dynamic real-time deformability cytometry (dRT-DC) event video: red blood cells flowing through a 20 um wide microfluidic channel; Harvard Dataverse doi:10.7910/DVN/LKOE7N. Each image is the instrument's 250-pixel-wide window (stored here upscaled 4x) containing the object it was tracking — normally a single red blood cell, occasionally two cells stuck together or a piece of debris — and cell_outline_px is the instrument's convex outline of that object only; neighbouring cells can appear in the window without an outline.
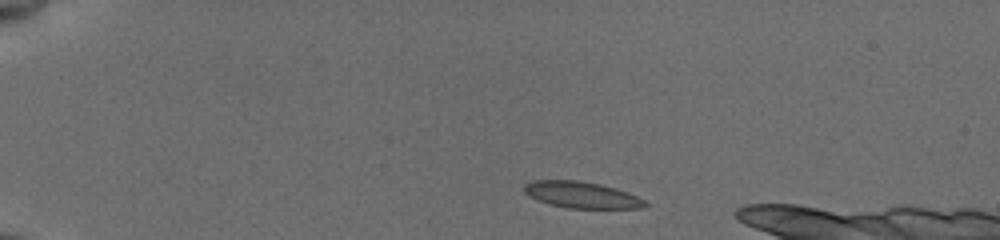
{"species": "common noctule bat (a hibernating species)", "species_latin": "Nyctalus noctula", "temperature_condition": "cold", "stored_images_in_passage": 8, "camera_frame_rate_fps": 3000, "um_per_image_px": 0.085, "animal": {"sex": "female", "body_mass_g": 19.5, "forearm_length_mm": 54.1}, "frame": {"image": 1, "passage_image": 1, "time_ms": 0.0, "image_size_px": [1000, 240], "cell_outline_px": [[648, 204], [640, 208], [568, 208], [548, 204], [524, 192], [524, 184], [532, 180], [576, 180], [600, 184], [616, 188], [628, 192], [644, 200]], "centroid_in_image_um": [49.43, 16.56], "position_along_channel_um": 35.6, "area_um2": 18.44}}
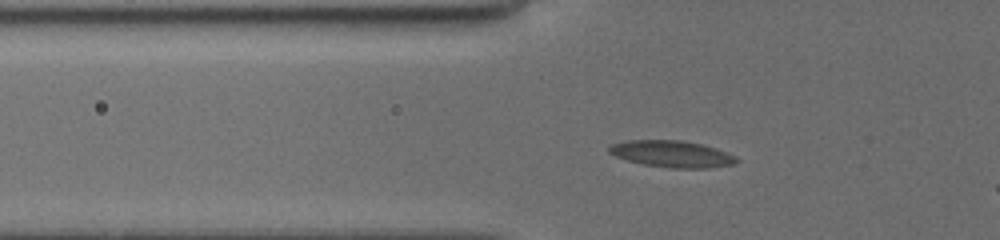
{"frame": {"image": 2, "passage_image": 5, "time_ms": 2.667, "image_size_px": [1000, 240], "cell_outline_px": [[740, 160], [732, 164], [708, 168], [668, 168], [644, 164], [628, 160], [616, 156], [608, 152], [608, 148], [612, 144], [628, 140], [680, 140], [700, 144], [716, 148], [736, 156]], "centroid_in_image_um": [57.12, 13.08], "position_along_channel_um": 68.7, "area_um2": 19.65}}
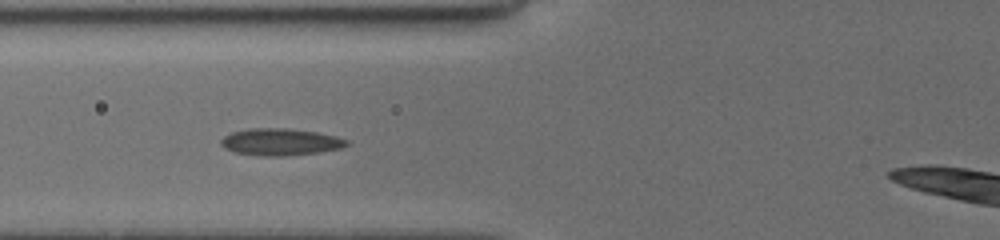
{"frame": {"image": 3, "passage_image": 7, "time_ms": 3.667, "image_size_px": [1000, 240], "cell_outline_px": [[348, 144], [340, 148], [320, 152], [288, 156], [260, 156], [236, 152], [224, 148], [220, 144], [220, 140], [224, 136], [232, 132], [248, 128], [288, 128], [320, 132], [336, 136], [348, 140]], "centroid_in_image_um": [23.83, 12.06], "position_along_channel_um": 102.0, "area_um2": 19.94}}